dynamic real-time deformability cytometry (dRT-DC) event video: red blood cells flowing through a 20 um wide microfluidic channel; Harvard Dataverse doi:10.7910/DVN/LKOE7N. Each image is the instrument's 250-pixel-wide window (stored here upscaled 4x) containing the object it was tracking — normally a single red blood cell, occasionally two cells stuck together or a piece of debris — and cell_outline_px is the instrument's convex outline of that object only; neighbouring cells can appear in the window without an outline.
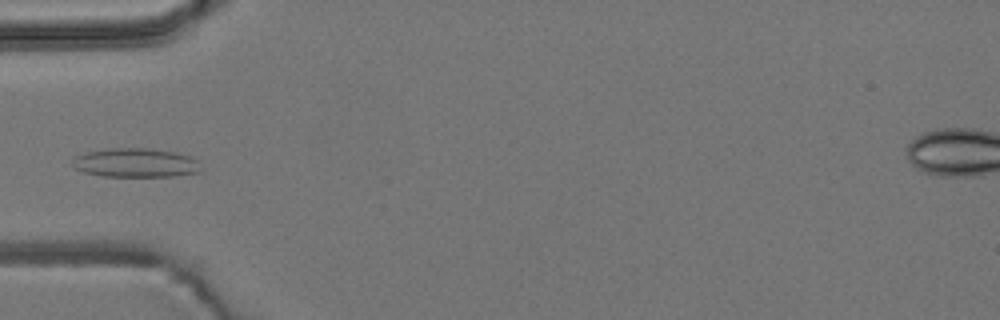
{"species": "common noctule bat (a hibernating species)", "species_latin": "Nyctalus noctula", "temperature_condition": "room temperature", "stored_images_in_passage": 5, "camera_frame_rate_fps": 3000, "um_per_image_px": 0.085, "animal": {"sex": "male", "body_mass_g": 19.2, "forearm_length_mm": 51.8}, "frame": {"image": 1, "passage_image": 2, "time_ms": 2.333, "image_size_px": [1000, 320], "cell_outline_px": [[204, 168], [196, 172], [176, 176], [100, 176], [84, 172], [72, 168], [72, 160], [76, 156], [88, 152], [112, 148], [148, 148], [176, 152], [192, 156]], "centroid_in_image_um": [11.54, 13.84], "position_along_channel_um": 73.5, "area_um2": 21.85}}
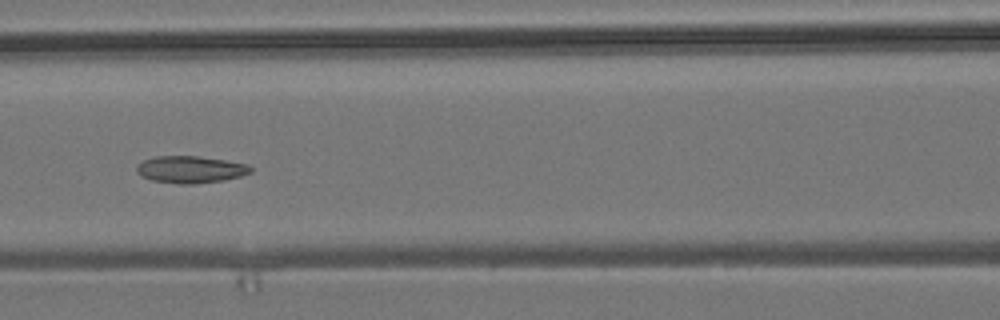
{"frame": {"image": 2, "passage_image": 4, "time_ms": 4.333, "image_size_px": [1000, 320], "cell_outline_px": [[252, 172], [240, 176], [224, 180], [196, 184], [180, 184], [152, 180], [140, 176], [136, 172], [136, 164], [144, 160], [156, 156], [200, 156], [248, 164], [252, 168]], "centroid_in_image_um": [16.17, 14.41], "position_along_channel_um": 150.4, "area_um2": 18.09}}
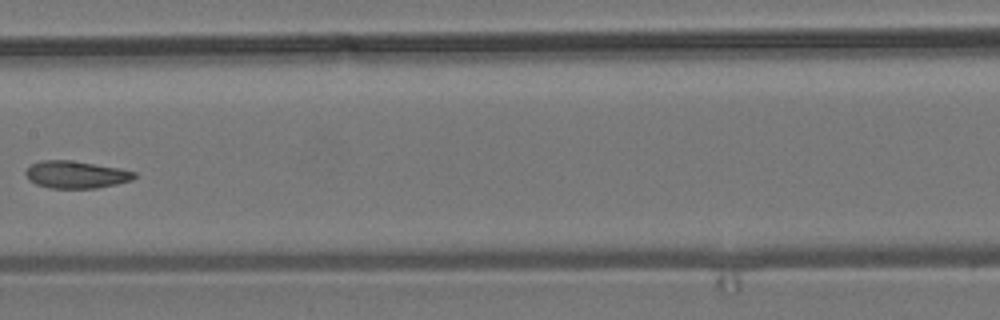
{"frame": {"image": 3, "passage_image": 5, "time_ms": 5.667, "image_size_px": [1000, 320], "cell_outline_px": [[136, 176], [132, 180], [116, 184], [96, 188], [52, 188], [36, 184], [28, 180], [24, 172], [32, 164], [40, 160], [72, 160], [120, 168], [136, 172]], "centroid_in_image_um": [6.45, 14.83], "position_along_channel_um": 200.9, "area_um2": 17.34}}